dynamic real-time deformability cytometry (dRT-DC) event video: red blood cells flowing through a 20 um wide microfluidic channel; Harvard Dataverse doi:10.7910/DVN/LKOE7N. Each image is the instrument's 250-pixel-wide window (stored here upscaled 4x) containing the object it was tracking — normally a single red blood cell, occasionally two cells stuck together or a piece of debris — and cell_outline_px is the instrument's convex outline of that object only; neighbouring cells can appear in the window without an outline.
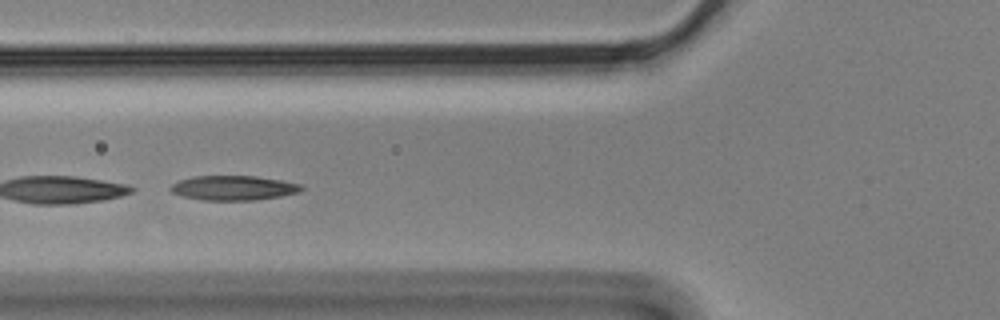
{"species": "Egyptian fruit bat (a non-hibernating species)", "species_latin": "Rousettus aegyptiacus", "temperature_condition": "cold", "stored_images_in_passage": 11, "camera_frame_rate_fps": 3000, "um_per_image_px": 0.085, "animal": {"sex": "male"}, "frame": {"image": 1, "passage_image": 4, "time_ms": 1.0, "image_size_px": [1000, 320], "cell_outline_px": [[304, 188], [300, 192], [280, 196], [256, 200], [204, 200], [180, 196], [172, 192], [168, 188], [172, 184], [180, 180], [192, 176], [256, 176], [280, 180], [300, 184]], "centroid_in_image_um": [19.82, 15.97], "position_along_channel_um": 106.0, "area_um2": 18.79}}
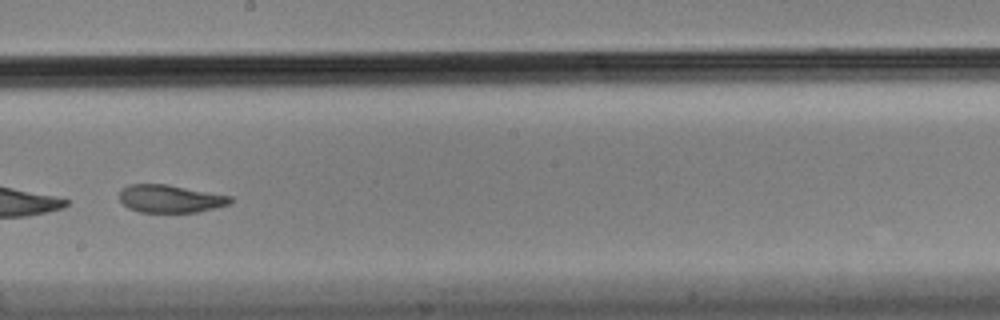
{"frame": {"image": 2, "passage_image": 7, "time_ms": 2.0, "image_size_px": [1000, 320], "cell_outline_px": [[232, 200], [228, 204], [216, 208], [196, 212], [140, 212], [128, 208], [120, 200], [120, 188], [128, 184], [168, 184], [232, 196]], "centroid_in_image_um": [14.45, 16.88], "position_along_channel_um": 233.7, "area_um2": 18.03}}